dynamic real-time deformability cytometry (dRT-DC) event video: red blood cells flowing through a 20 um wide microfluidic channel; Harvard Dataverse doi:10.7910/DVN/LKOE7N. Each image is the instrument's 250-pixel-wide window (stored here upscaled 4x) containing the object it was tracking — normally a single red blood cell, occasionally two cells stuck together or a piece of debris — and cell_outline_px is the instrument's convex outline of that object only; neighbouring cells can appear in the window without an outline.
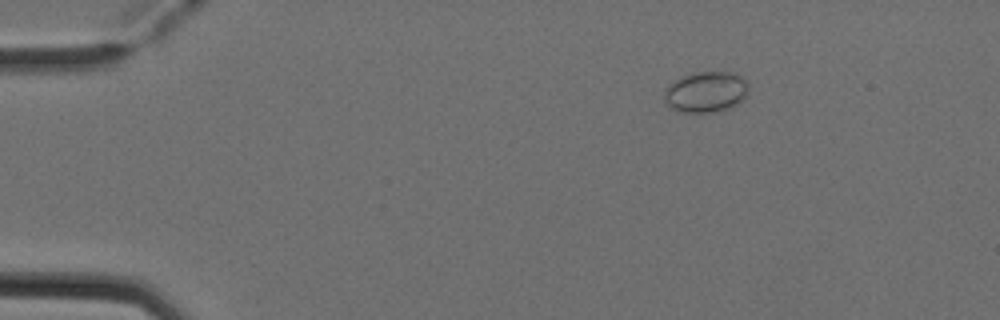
{"species": "Egyptian fruit bat (a non-hibernating species)", "species_latin": "Rousettus aegyptiacus", "temperature_condition": "cold", "stored_images_in_passage": 5, "camera_frame_rate_fps": 3000, "um_per_image_px": 0.085, "animal": {"sex": "female"}, "frame": {"image": 1, "passage_image": 3, "time_ms": 0.667, "image_size_px": [1000, 320], "cell_outline_px": [[748, 92], [736, 104], [728, 108], [712, 112], [680, 112], [672, 108], [664, 100], [664, 88], [668, 84], [692, 72], [732, 72], [740, 76], [748, 84]], "centroid_in_image_um": [59.97, 7.8], "position_along_channel_um": 25.0, "area_um2": 19.88}}